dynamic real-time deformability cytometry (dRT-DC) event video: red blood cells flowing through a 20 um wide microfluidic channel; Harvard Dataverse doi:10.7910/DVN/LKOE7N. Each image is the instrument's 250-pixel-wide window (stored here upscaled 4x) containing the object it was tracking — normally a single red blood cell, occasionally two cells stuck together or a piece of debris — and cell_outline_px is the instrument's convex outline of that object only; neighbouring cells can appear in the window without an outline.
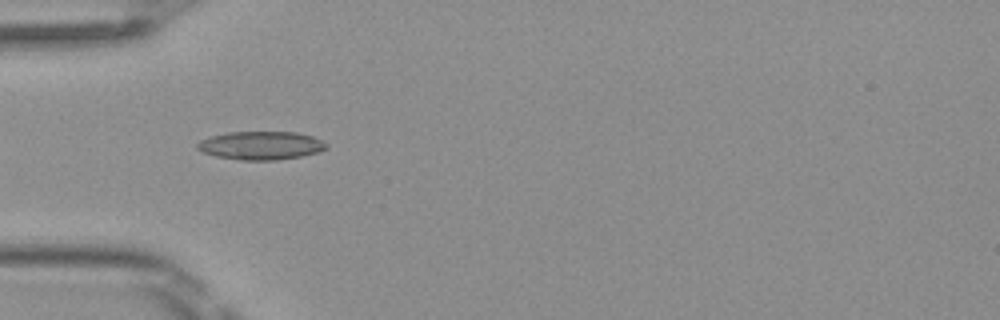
{"species": "Egyptian fruit bat (a non-hibernating species)", "species_latin": "Rousettus aegyptiacus", "temperature_condition": "room temperature", "stored_images_in_passage": 6, "camera_frame_rate_fps": 3000, "um_per_image_px": 0.085, "frame": {"image": 1, "passage_image": 3, "time_ms": 0.667, "image_size_px": [1000, 320], "cell_outline_px": [[328, 148], [316, 152], [300, 156], [276, 160], [240, 160], [216, 156], [200, 152], [196, 148], [196, 144], [200, 140], [212, 136], [228, 132], [296, 132], [312, 136], [328, 144]], "centroid_in_image_um": [22.14, 12.37], "position_along_channel_um": 62.9, "area_um2": 21.27}}